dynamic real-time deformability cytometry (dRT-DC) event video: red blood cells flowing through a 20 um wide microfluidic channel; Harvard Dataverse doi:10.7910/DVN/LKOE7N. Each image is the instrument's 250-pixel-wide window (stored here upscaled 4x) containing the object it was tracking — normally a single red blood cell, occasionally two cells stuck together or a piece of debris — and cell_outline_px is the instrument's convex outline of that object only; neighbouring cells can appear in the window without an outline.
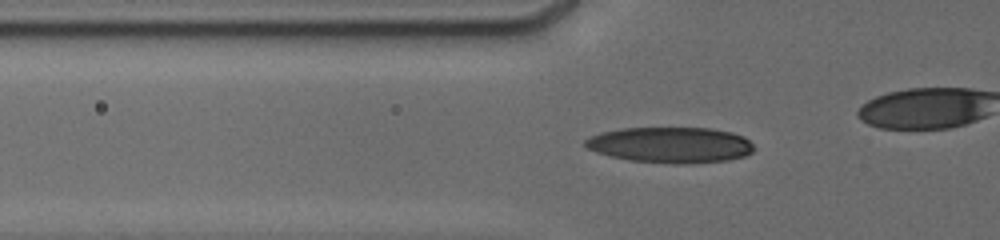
{"species": "human", "species_latin": "Homo sapiens", "temperature_condition": "cold", "stored_images_in_passage": 31, "camera_frame_rate_fps": 3000, "um_per_image_px": 0.085, "donor": {"sex": "male"}, "frame": {"image": 1, "passage_image": 5, "time_ms": 1.333, "image_size_px": [1000, 240], "cell_outline_px": [[752, 152], [744, 156], [728, 160], [688, 164], [684, 164], [628, 160], [596, 152], [588, 148], [584, 144], [584, 140], [600, 132], [624, 128], [712, 128], [732, 132], [744, 136], [752, 144]], "centroid_in_image_um": [57.0, 12.31], "position_along_channel_um": 68.8, "area_um2": 35.08}}
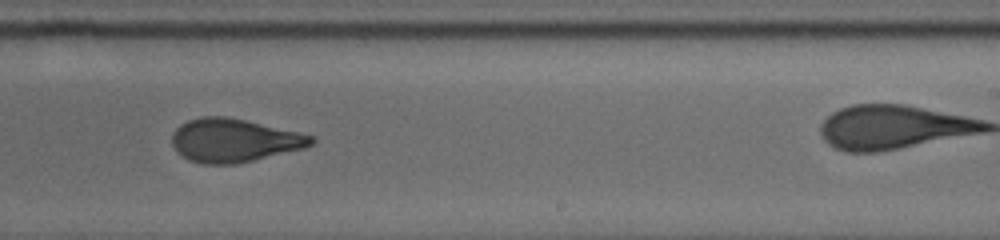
{"frame": {"image": 2, "passage_image": 21, "time_ms": 6.667, "image_size_px": [1000, 240], "cell_outline_px": [[316, 140], [312, 144], [304, 148], [236, 164], [204, 164], [188, 160], [176, 152], [172, 144], [172, 132], [180, 124], [188, 120], [200, 116], [228, 116], [296, 132], [312, 136]], "centroid_in_image_um": [19.82, 11.93], "position_along_channel_um": 269.2, "area_um2": 35.08}}
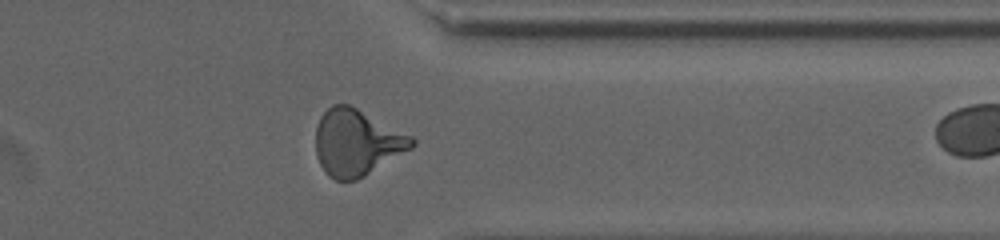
{"frame": {"image": 3, "passage_image": 30, "time_ms": 9.667, "image_size_px": [1000, 240], "cell_outline_px": [[416, 144], [412, 148], [364, 176], [356, 180], [336, 180], [328, 176], [320, 164], [316, 156], [316, 128], [320, 116], [332, 104], [348, 104], [412, 136], [416, 140]], "centroid_in_image_um": [30.31, 12.12], "position_along_channel_um": 381.1, "area_um2": 36.88}}